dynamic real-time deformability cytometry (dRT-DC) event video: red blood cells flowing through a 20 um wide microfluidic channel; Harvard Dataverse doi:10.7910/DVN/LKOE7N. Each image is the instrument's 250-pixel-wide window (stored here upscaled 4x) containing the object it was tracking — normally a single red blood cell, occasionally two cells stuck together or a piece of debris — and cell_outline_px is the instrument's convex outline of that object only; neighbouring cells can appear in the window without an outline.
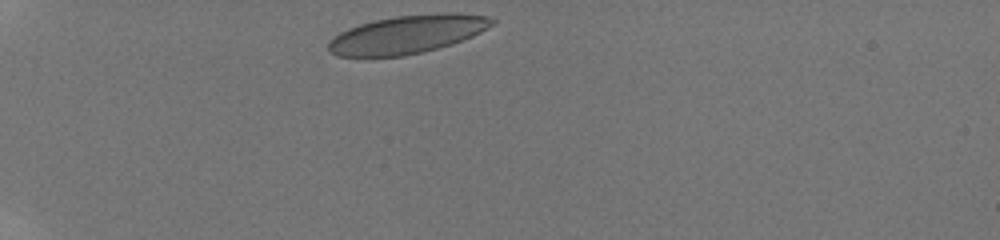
{"species": "human", "species_latin": "Homo sapiens", "temperature_condition": "room temperature", "stored_images_in_passage": 26, "camera_frame_rate_fps": 3000, "um_per_image_px": 0.085, "donor": {"sex": "male"}, "frame": {"image": 1, "passage_image": 1, "time_ms": 0.0, "image_size_px": [1000, 240], "cell_outline_px": [[496, 24], [472, 36], [452, 44], [404, 56], [336, 56], [328, 52], [328, 40], [340, 32], [348, 28], [360, 24], [376, 20], [396, 16], [440, 12], [456, 12], [488, 16], [496, 20]], "centroid_in_image_um": [34.64, 2.9], "position_along_channel_um": 50.4, "area_um2": 36.59}}
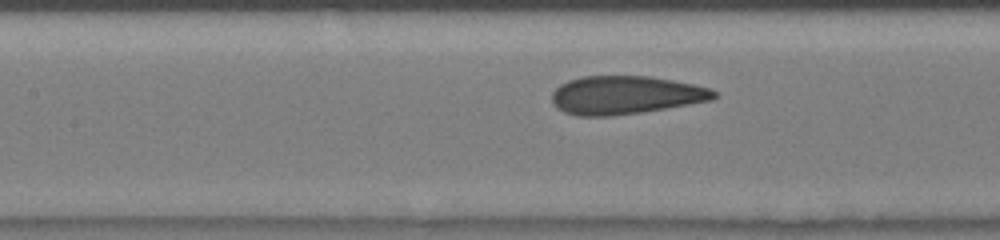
{"frame": {"image": 2, "passage_image": 12, "time_ms": 3.667, "image_size_px": [1000, 240], "cell_outline_px": [[720, 96], [712, 100], [640, 112], [612, 116], [576, 116], [564, 112], [556, 108], [552, 104], [552, 92], [560, 84], [568, 80], [584, 76], [652, 76], [692, 84], [708, 88], [716, 92]], "centroid_in_image_um": [53.13, 8.08], "position_along_channel_um": 154.3, "area_um2": 36.18}}
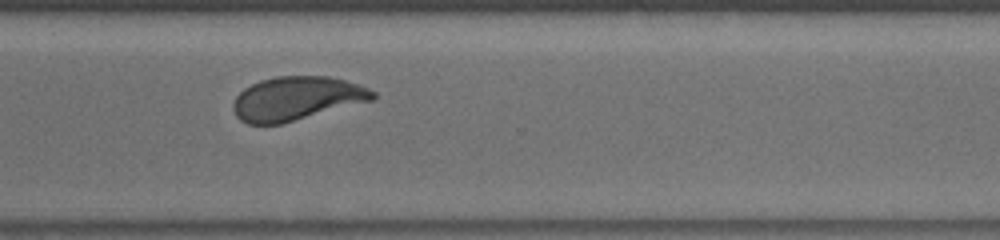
{"frame": {"image": 3, "passage_image": 25, "time_ms": 8.333, "image_size_px": [1000, 240], "cell_outline_px": [[376, 96], [372, 100], [280, 124], [248, 124], [240, 120], [236, 116], [232, 108], [232, 104], [236, 96], [244, 88], [260, 80], [276, 76], [328, 76], [344, 80], [368, 88], [376, 92]], "centroid_in_image_um": [25.17, 8.37], "position_along_channel_um": 345.4, "area_um2": 35.37}}